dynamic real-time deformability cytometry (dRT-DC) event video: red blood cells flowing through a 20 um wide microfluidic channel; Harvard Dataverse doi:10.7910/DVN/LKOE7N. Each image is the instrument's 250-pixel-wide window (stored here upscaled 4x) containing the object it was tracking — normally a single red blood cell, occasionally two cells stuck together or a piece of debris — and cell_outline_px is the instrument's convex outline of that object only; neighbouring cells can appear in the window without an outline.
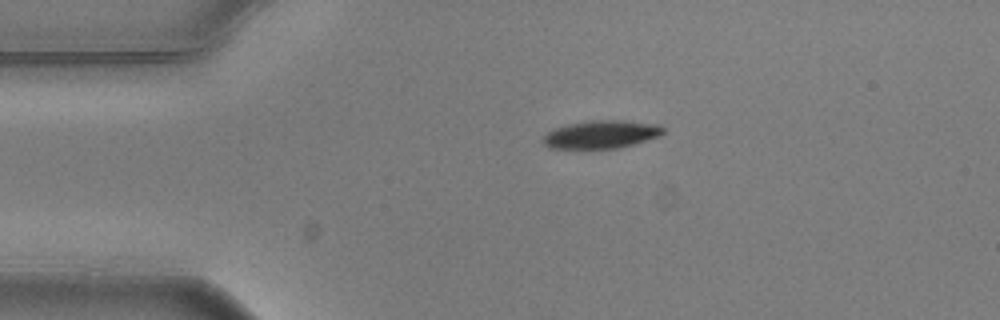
{"species": "common noctule bat (a hibernating species)", "species_latin": "Nyctalus noctula", "temperature_condition": "warm", "stored_images_in_passage": 2, "camera_frame_rate_fps": 3000, "um_per_image_px": 0.085, "animal": {"sex": "male", "body_mass_g": 20.5, "forearm_length_mm": 52.5}, "frame": {"image": 1, "passage_image": 1, "time_ms": 0.0, "image_size_px": [1000, 320], "cell_outline_px": [[664, 132], [660, 136], [636, 144], [616, 148], [548, 148], [544, 144], [544, 136], [552, 128], [568, 124], [592, 120], [624, 120], [656, 124], [664, 128]], "centroid_in_image_um": [51.12, 11.42], "position_along_channel_um": 33.9, "area_um2": 19.59}}